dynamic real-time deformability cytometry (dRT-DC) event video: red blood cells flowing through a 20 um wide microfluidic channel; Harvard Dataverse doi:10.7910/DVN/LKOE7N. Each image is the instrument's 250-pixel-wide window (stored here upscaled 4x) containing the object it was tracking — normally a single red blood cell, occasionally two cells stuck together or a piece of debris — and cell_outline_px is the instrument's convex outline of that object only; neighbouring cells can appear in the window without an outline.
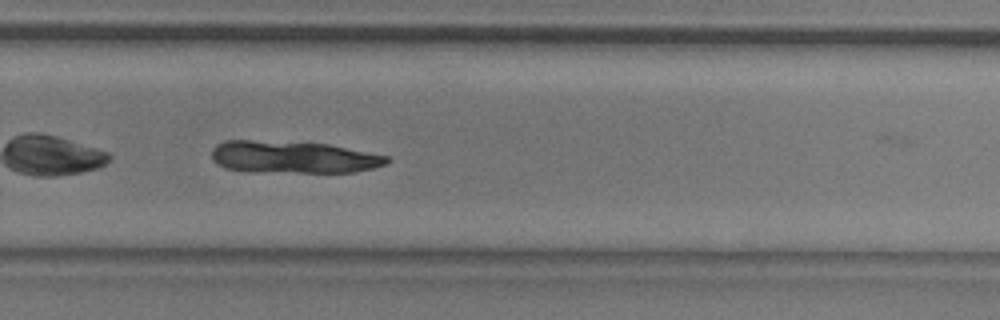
{"species": "common noctule bat (a hibernating species)", "species_latin": "Nyctalus noctula", "temperature_condition": "room temperature", "stored_images_in_passage": 35, "camera_frame_rate_fps": 3000, "um_per_image_px": 0.085, "animal": {"sex": "male", "body_mass_g": 20.5, "forearm_length_mm": 52.5}, "frame": {"image": 1, "passage_image": 28, "time_ms": 9.0, "image_size_px": [1000, 320], "cell_outline_px": [[392, 160], [388, 164], [372, 168], [352, 172], [244, 172], [224, 168], [216, 164], [212, 160], [212, 148], [216, 144], [224, 140], [252, 140], [328, 144], [388, 156]], "centroid_in_image_um": [24.87, 13.36], "position_along_channel_um": 304.9, "area_um2": 33.18}}